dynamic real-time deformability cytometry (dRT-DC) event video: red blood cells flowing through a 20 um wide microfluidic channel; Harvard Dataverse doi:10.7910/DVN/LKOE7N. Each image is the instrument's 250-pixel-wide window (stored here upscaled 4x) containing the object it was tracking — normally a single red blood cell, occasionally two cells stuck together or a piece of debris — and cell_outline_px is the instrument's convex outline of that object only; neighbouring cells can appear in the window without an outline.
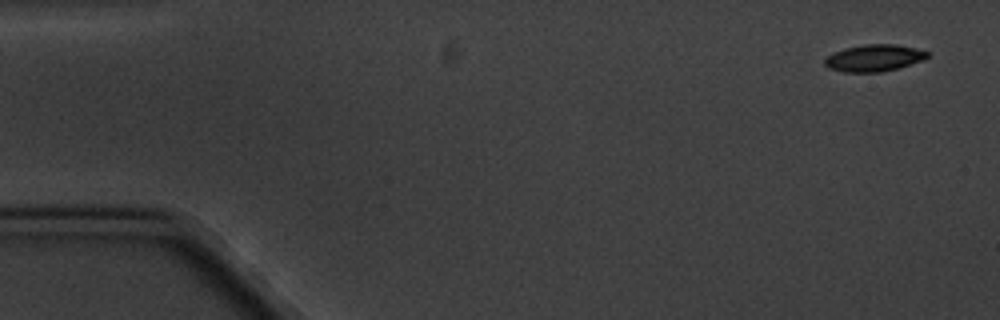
{"species": "common noctule bat (a hibernating species)", "species_latin": "Nyctalus noctula", "temperature_condition": "cold", "stored_images_in_passage": 5, "camera_frame_rate_fps": 3000, "um_per_image_px": 0.085, "animal": {"sex": "male", "body_mass_g": 20.1, "forearm_length_mm": 53.5}, "frame": {"image": 1, "passage_image": 1, "time_ms": 0.0, "image_size_px": [1000, 320], "cell_outline_px": [[928, 56], [924, 60], [896, 68], [880, 72], [844, 72], [828, 68], [824, 64], [824, 60], [832, 52], [844, 48], [864, 44], [896, 44], [916, 48], [928, 52]], "centroid_in_image_um": [74.27, 4.92], "position_along_channel_um": 10.7, "area_um2": 16.07}}
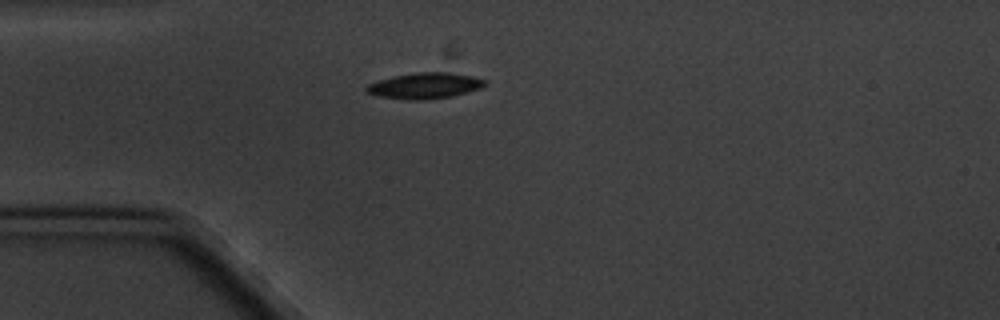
{"frame": {"image": 2, "passage_image": 5, "time_ms": 4.333, "image_size_px": [1000, 320], "cell_outline_px": [[488, 84], [480, 88], [452, 96], [420, 100], [408, 100], [380, 96], [368, 92], [364, 88], [368, 84], [376, 80], [392, 76], [416, 72], [448, 72], [472, 76], [484, 80]], "centroid_in_image_um": [36.08, 7.27], "position_along_channel_um": 48.9, "area_um2": 17.8}}